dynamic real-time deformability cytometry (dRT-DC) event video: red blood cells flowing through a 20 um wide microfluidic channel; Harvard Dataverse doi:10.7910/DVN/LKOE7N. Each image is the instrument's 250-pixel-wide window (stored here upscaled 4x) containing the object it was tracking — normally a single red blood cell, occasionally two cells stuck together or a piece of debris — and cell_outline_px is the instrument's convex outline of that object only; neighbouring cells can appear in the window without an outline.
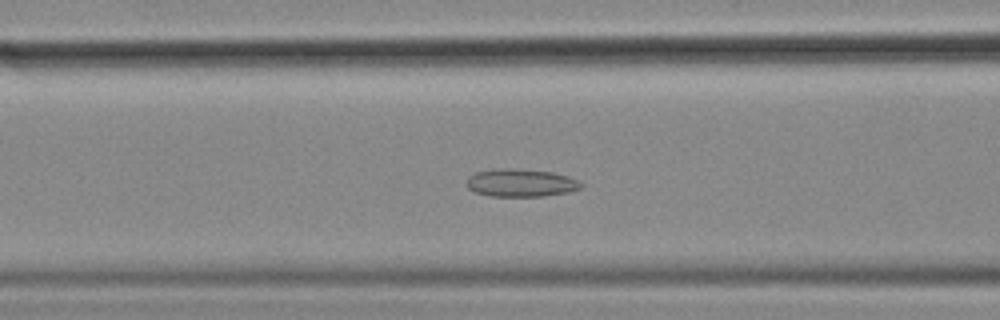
{"species": "common noctule bat (a hibernating species)", "species_latin": "Nyctalus noctula", "temperature_condition": "cold", "stored_images_in_passage": 56, "camera_frame_rate_fps": 3000, "um_per_image_px": 0.085, "animal": {"sex": "female", "body_mass_g": 18.4}, "frame": {"image": 1, "passage_image": 22, "time_ms": 7.0, "image_size_px": [1000, 320], "cell_outline_px": [[584, 188], [568, 192], [540, 196], [488, 196], [476, 192], [468, 188], [464, 184], [468, 176], [476, 172], [500, 168], [512, 168], [552, 172], [568, 176], [584, 184]], "centroid_in_image_um": [44.25, 15.54], "position_along_channel_um": 122.3, "area_um2": 18.67}}
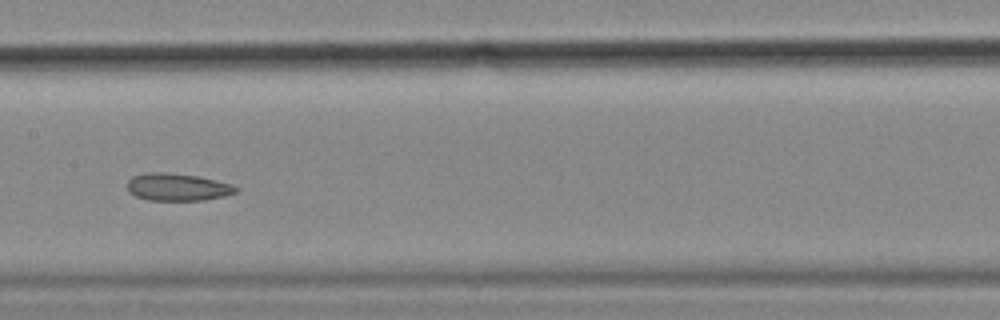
{"frame": {"image": 2, "passage_image": 28, "time_ms": 9.0, "image_size_px": [1000, 320], "cell_outline_px": [[240, 188], [236, 192], [224, 196], [204, 200], [148, 200], [136, 196], [128, 192], [128, 180], [132, 176], [144, 172], [164, 172], [196, 176], [232, 184]], "centroid_in_image_um": [15.06, 15.9], "position_along_channel_um": 192.3, "area_um2": 17.34}}
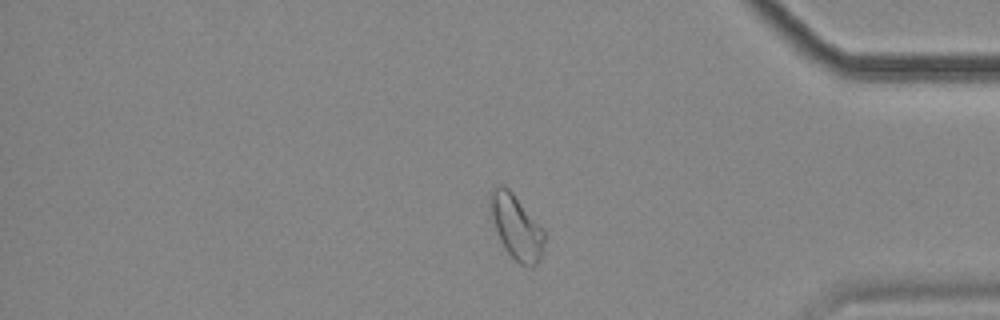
{"frame": {"image": 3, "passage_image": 47, "time_ms": 15.333, "image_size_px": [1000, 320], "cell_outline_px": [[544, 240], [540, 260], [532, 268], [520, 264], [508, 252], [500, 240], [492, 216], [488, 196], [496, 188], [508, 188], [512, 192], [544, 228]], "centroid_in_image_um": [43.93, 19.33], "position_along_channel_um": 391.3, "area_um2": 19.83}, "authors_computed_cell_mechanics": {"area_um2": 19.9988, "velocity_mm_per_s": 3.5014, "shape_relaxation_time_tau1_ms": null, "shape_relaxation_time_tau2_ms": 4.3603, "deformation_change_tau1": null, "deformation_change_tau2": 0.105}}